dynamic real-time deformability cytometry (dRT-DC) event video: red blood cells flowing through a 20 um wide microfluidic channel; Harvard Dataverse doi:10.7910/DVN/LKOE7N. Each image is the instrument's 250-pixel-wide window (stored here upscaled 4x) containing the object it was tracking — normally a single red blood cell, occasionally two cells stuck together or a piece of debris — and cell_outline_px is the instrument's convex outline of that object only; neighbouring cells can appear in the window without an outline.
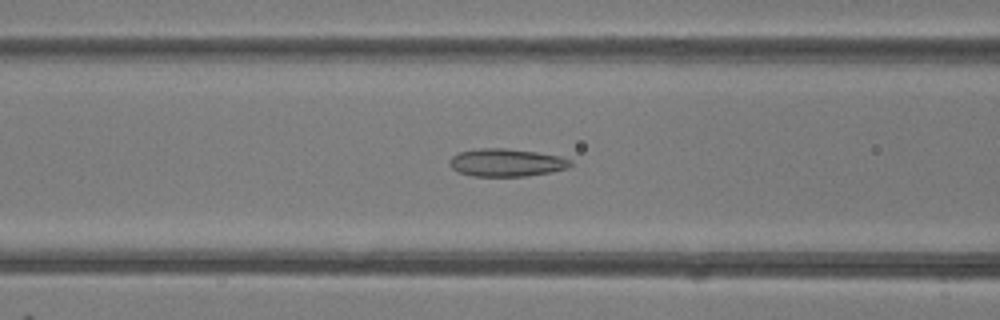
{"species": "common noctule bat (a hibernating species)", "species_latin": "Nyctalus noctula", "temperature_condition": "room temperature", "stored_images_in_passage": 48, "camera_frame_rate_fps": 3000, "um_per_image_px": 0.085, "animal": {"sex": "female"}, "frame": {"image": 1, "passage_image": 19, "time_ms": 6.0, "image_size_px": [1000, 320], "cell_outline_px": [[572, 164], [568, 168], [552, 172], [524, 176], [472, 176], [460, 172], [452, 168], [448, 160], [452, 156], [460, 152], [480, 148], [504, 148], [536, 152], [560, 156], [572, 160]], "centroid_in_image_um": [43.06, 13.82], "position_along_channel_um": 123.5, "area_um2": 19.54}}
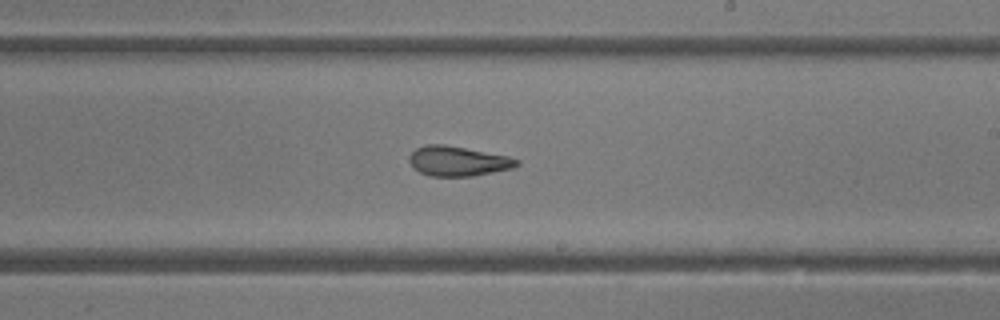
{"frame": {"image": 2, "passage_image": 28, "time_ms": 9.0, "image_size_px": [1000, 320], "cell_outline_px": [[520, 164], [512, 168], [472, 176], [428, 176], [412, 168], [408, 160], [408, 156], [416, 148], [424, 144], [444, 144], [508, 156], [520, 160]], "centroid_in_image_um": [38.88, 13.69], "position_along_channel_um": 250.1, "area_um2": 18.79}}
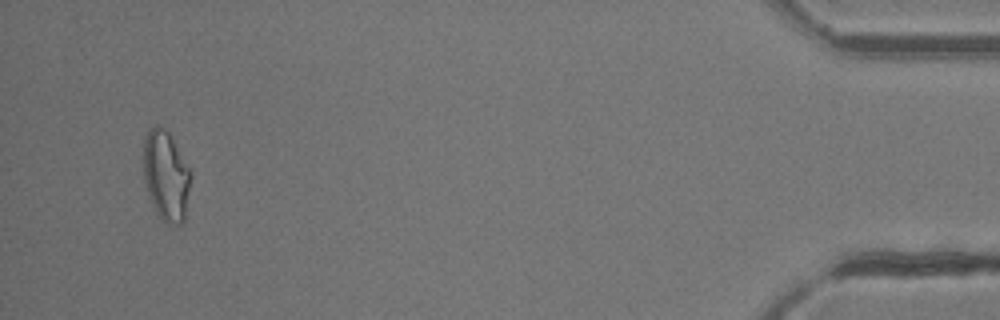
{"frame": {"image": 3, "passage_image": 46, "time_ms": 15.0, "image_size_px": [1000, 320], "cell_outline_px": [[192, 172], [184, 220], [180, 224], [168, 224], [156, 212], [148, 196], [144, 184], [144, 136], [148, 128], [156, 124], [164, 128], [168, 132]], "centroid_in_image_um": [14.1, 14.91], "position_along_channel_um": 421.1, "area_um2": 24.85}, "authors_computed_cell_mechanics": {"area_um2": 20.4034, "velocity_mm_per_s": 4.2187, "shape_relaxation_time_tau1_ms": null, "shape_relaxation_time_tau2_ms": 1.7251, "deformation_change_tau1": null, "deformation_change_tau2": 0.106}}